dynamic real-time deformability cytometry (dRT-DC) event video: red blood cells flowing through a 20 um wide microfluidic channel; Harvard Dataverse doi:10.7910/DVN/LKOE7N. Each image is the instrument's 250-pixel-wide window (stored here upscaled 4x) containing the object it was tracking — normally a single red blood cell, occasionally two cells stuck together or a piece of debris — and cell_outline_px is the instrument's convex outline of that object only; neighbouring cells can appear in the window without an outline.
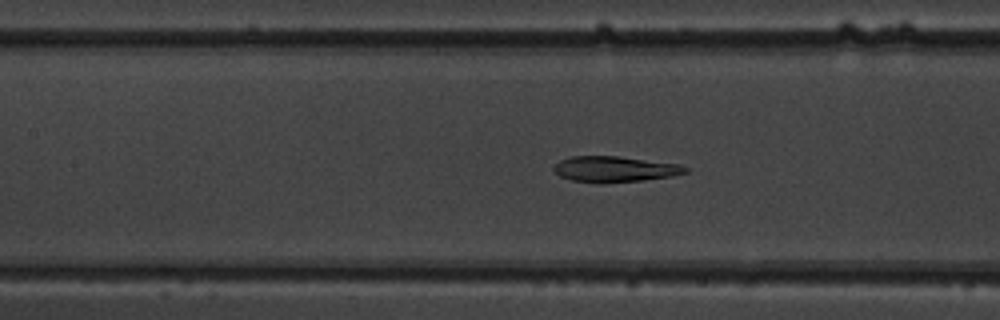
{"species": "common noctule bat (a hibernating species)", "species_latin": "Nyctalus noctula", "temperature_condition": "warm", "stored_images_in_passage": 48, "camera_frame_rate_fps": 3000, "um_per_image_px": 0.085, "animal": {"sex": "male", "body_mass_g": 19.5, "forearm_length_mm": 54.6}, "frame": {"image": 1, "passage_image": 20, "time_ms": 6.333, "image_size_px": [1000, 320], "cell_outline_px": [[688, 172], [672, 176], [644, 180], [604, 184], [600, 184], [572, 180], [560, 176], [552, 168], [560, 160], [572, 156], [616, 156], [680, 164], [688, 168]], "centroid_in_image_um": [52.25, 14.39], "position_along_channel_um": 155.1, "area_um2": 19.88}}
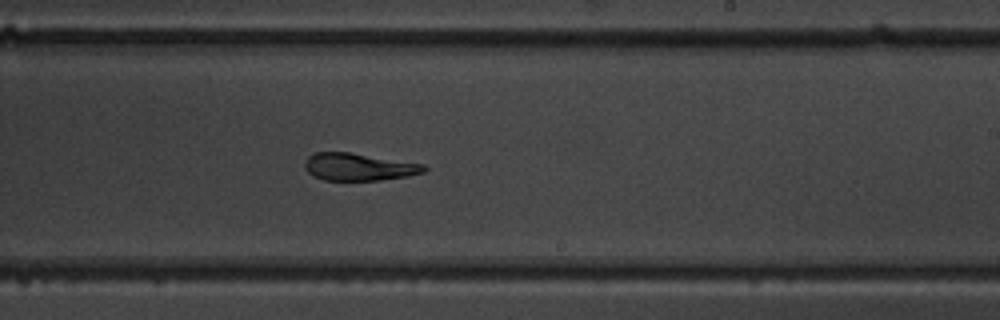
{"frame": {"image": 2, "passage_image": 28, "time_ms": 9.0, "image_size_px": [1000, 320], "cell_outline_px": [[428, 168], [424, 172], [408, 176], [380, 180], [324, 180], [308, 172], [304, 168], [304, 164], [308, 156], [312, 152], [348, 152], [424, 164]], "centroid_in_image_um": [30.49, 14.18], "position_along_channel_um": 258.5, "area_um2": 18.96}}
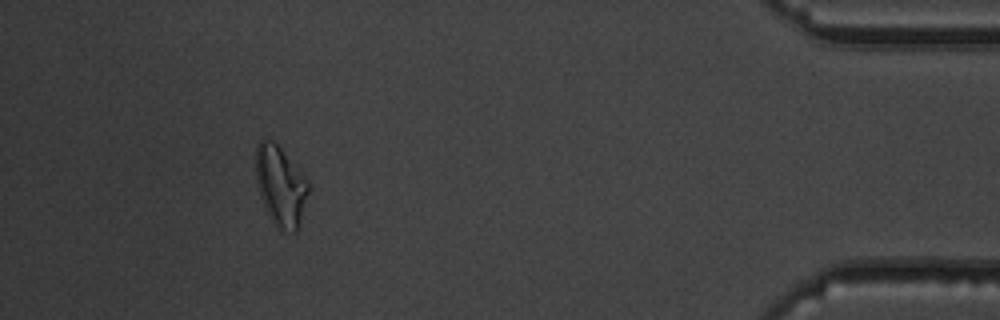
{"frame": {"image": 3, "passage_image": 44, "time_ms": 14.333, "image_size_px": [1000, 320], "cell_outline_px": [[312, 188], [296, 232], [292, 232], [280, 228], [272, 220], [264, 204], [256, 184], [256, 144], [264, 136], [272, 140], [304, 172]], "centroid_in_image_um": [23.89, 15.74], "position_along_channel_um": 411.3, "area_um2": 24.8}, "authors_computed_cell_mechanics": {"area_um2": 21.1548, "velocity_mm_per_s": 3.8852, "shape_relaxation_time_tau1_ms": null, "shape_relaxation_time_tau2_ms": 7.2589, "deformation_change_tau1": null, "deformation_change_tau2": 0.1703}}